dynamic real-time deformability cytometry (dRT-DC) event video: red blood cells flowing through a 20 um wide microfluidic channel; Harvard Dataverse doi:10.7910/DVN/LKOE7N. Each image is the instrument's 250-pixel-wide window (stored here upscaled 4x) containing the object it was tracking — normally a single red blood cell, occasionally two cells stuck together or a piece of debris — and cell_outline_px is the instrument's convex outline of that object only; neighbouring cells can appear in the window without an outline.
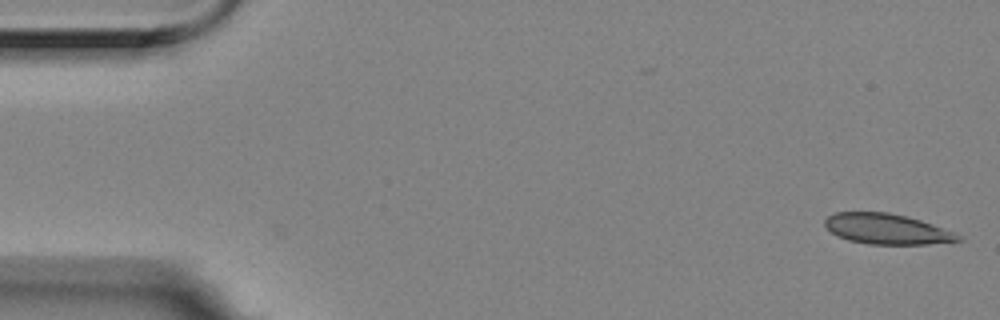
{"species": "Egyptian fruit bat (a non-hibernating species)", "species_latin": "Rousettus aegyptiacus", "temperature_condition": "room temperature", "stored_images_in_passage": 4, "camera_frame_rate_fps": 3000, "um_per_image_px": 0.085, "animal": {"sex": "female"}, "frame": {"image": 1, "passage_image": 1, "time_ms": 0.0, "image_size_px": [1000, 320], "cell_outline_px": [[964, 240], [928, 244], [868, 244], [848, 240], [832, 232], [824, 224], [824, 220], [828, 216], [836, 212], [888, 212], [920, 220], [956, 232]], "centroid_in_image_um": [75.4, 19.46], "position_along_channel_um": 9.6, "area_um2": 23.47}}
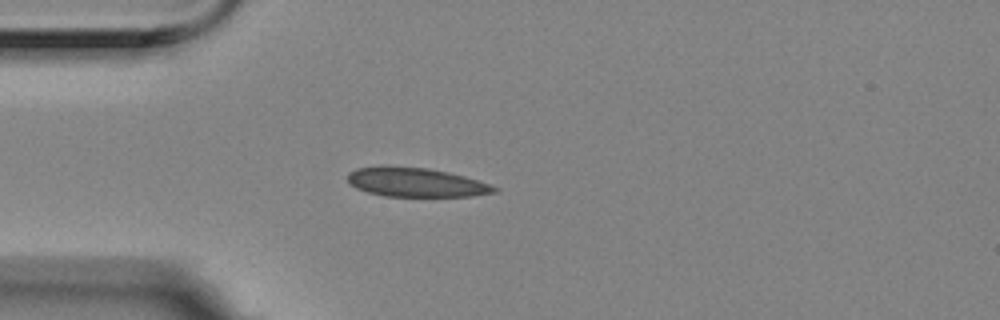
{"frame": {"image": 2, "passage_image": 4, "time_ms": 1.0, "image_size_px": [1000, 320], "cell_outline_px": [[500, 188], [496, 192], [472, 196], [384, 196], [368, 192], [356, 188], [348, 180], [348, 172], [356, 168], [428, 168], [448, 172], [464, 176]], "centroid_in_image_um": [35.4, 15.53], "position_along_channel_um": 49.6, "area_um2": 24.04}}